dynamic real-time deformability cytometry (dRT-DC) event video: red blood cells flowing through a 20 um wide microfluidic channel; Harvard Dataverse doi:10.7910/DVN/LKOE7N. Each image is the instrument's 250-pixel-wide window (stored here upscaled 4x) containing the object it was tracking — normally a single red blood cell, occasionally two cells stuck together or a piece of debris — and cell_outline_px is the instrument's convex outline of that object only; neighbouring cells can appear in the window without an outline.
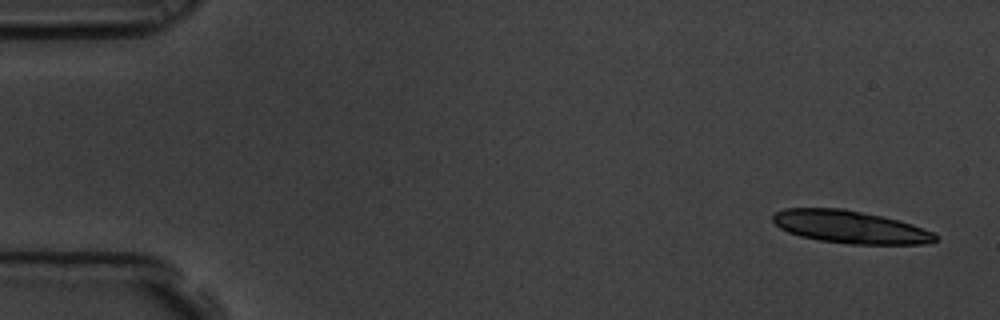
{"species": "common noctule bat (a hibernating species)", "species_latin": "Nyctalus noctula", "temperature_condition": "room temperature", "stored_images_in_passage": 30, "camera_frame_rate_fps": 3000, "um_per_image_px": 0.085, "animal": {"sex": "male", "body_mass_g": 19.5, "forearm_length_mm": 54.6}, "frame": {"image": 1, "passage_image": 1, "time_ms": 0.0, "image_size_px": [1000, 320], "cell_outline_px": [[936, 240], [924, 244], [852, 244], [820, 240], [800, 236], [788, 232], [780, 228], [772, 220], [772, 216], [776, 212], [784, 208], [844, 208], [880, 216], [912, 224], [932, 232], [936, 236]], "centroid_in_image_um": [72.21, 19.28], "position_along_channel_um": 12.8, "area_um2": 30.58}}
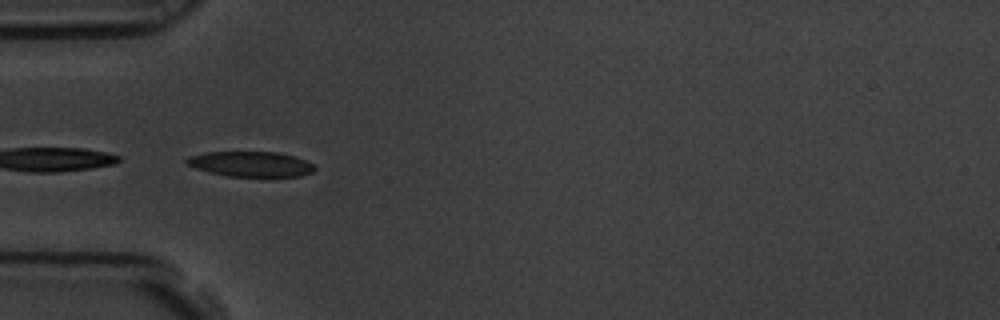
{"frame": {"image": 2, "passage_image": 17, "time_ms": 5.333, "image_size_px": [1000, 320], "cell_outline_px": [[316, 168], [312, 172], [300, 176], [228, 176], [196, 168], [184, 164], [184, 160], [188, 156], [204, 152], [280, 152], [296, 156], [312, 164]], "centroid_in_image_um": [21.29, 13.93], "position_along_channel_um": 63.7, "area_um2": 18.79}}
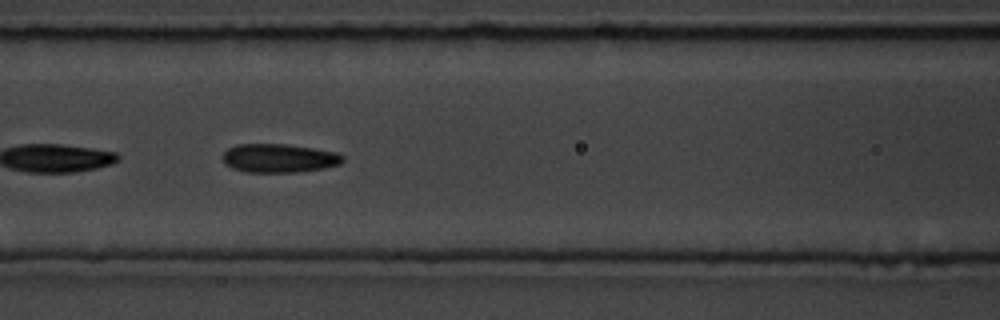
{"frame": {"image": 3, "passage_image": 24, "time_ms": 7.667, "image_size_px": [1000, 320], "cell_outline_px": [[344, 160], [340, 164], [324, 168], [300, 172], [244, 172], [232, 168], [224, 164], [224, 152], [228, 148], [236, 144], [288, 144], [336, 152], [344, 156]], "centroid_in_image_um": [23.72, 13.45], "position_along_channel_um": 142.9, "area_um2": 20.17}}